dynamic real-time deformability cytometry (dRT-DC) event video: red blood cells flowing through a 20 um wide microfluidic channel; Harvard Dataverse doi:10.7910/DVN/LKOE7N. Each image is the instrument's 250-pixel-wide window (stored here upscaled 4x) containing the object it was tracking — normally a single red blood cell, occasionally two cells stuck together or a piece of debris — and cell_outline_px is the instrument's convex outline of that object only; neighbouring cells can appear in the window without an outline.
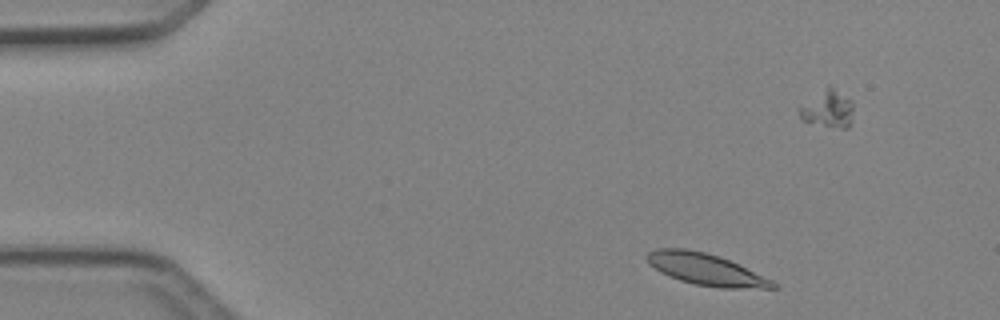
{"species": "Egyptian fruit bat (a non-hibernating species)", "species_latin": "Rousettus aegyptiacus", "temperature_condition": "cold", "stored_images_in_passage": 48, "segment_of_instrument_passage": [2, 3], "camera_frame_rate_fps": 3000, "um_per_image_px": 0.085, "animal": {"sex": "female"}, "frame": {"image": 1, "passage_image": 6, "time_ms": 1.667, "image_size_px": [1000, 320], "cell_outline_px": [[780, 288], [720, 288], [696, 284], [680, 280], [660, 272], [648, 264], [644, 256], [648, 252], [656, 248], [688, 248], [720, 256], [772, 280], [780, 284]], "centroid_in_image_um": [59.97, 22.89], "position_along_channel_um": 25.0, "area_um2": 23.29}}
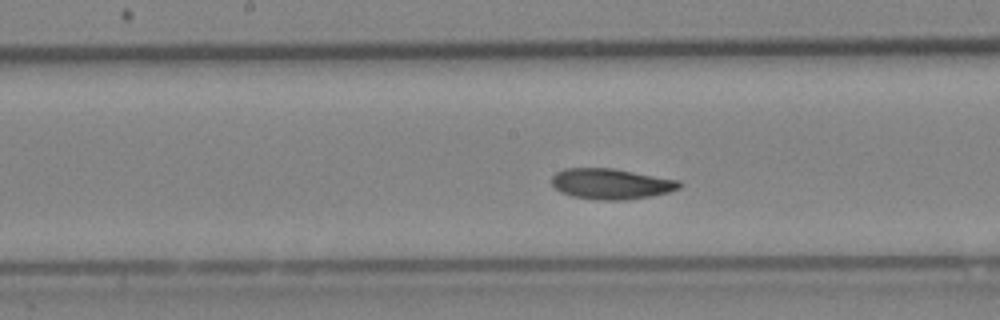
{"frame": {"image": 2, "passage_image": 24, "time_ms": 7.667, "image_size_px": [1000, 320], "cell_outline_px": [[684, 184], [680, 188], [668, 192], [652, 196], [624, 200], [600, 200], [572, 196], [560, 192], [552, 184], [552, 176], [556, 172], [564, 168], [616, 168], [680, 180]], "centroid_in_image_um": [51.98, 15.62], "position_along_channel_um": 196.2, "area_um2": 23.06}}
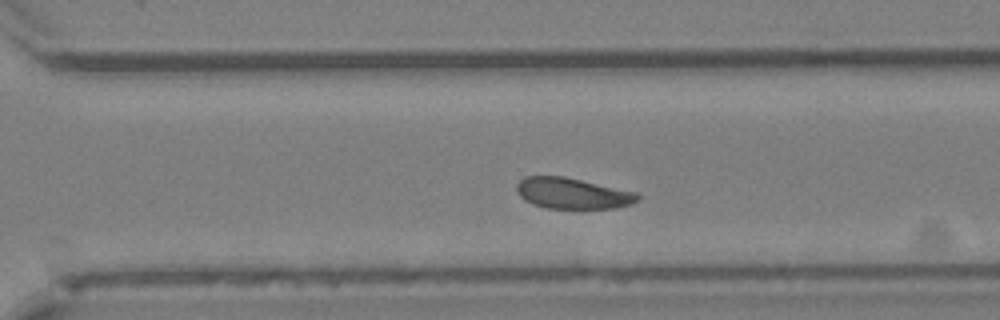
{"frame": {"image": 3, "passage_image": 33, "time_ms": 10.667, "image_size_px": [1000, 320], "cell_outline_px": [[640, 196], [632, 204], [616, 208], [544, 208], [532, 204], [524, 200], [520, 196], [516, 188], [516, 184], [524, 176], [564, 176], [636, 192]], "centroid_in_image_um": [48.63, 16.43], "position_along_channel_um": 322.0, "area_um2": 21.79}}